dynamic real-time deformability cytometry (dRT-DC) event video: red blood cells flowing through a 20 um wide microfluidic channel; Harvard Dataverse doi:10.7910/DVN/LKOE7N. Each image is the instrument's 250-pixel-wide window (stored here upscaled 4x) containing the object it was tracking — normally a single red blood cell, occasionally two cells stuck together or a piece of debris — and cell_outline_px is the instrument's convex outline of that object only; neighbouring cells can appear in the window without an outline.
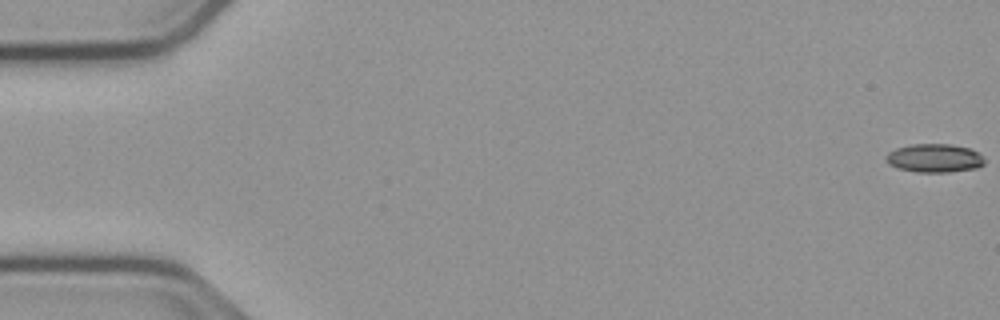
{"species": "common noctule bat (a hibernating species)", "species_latin": "Nyctalus noctula", "temperature_condition": "cold", "stored_images_in_passage": 16, "camera_frame_rate_fps": 3000, "um_per_image_px": 0.085, "animal": {"sex": "male", "body_mass_g": 23.1, "forearm_length_mm": 52.7}, "frame": {"image": 1, "passage_image": 1, "time_ms": 0.0, "image_size_px": [1000, 320], "cell_outline_px": [[984, 164], [980, 168], [948, 172], [916, 172], [896, 168], [888, 164], [884, 160], [884, 156], [888, 152], [896, 148], [912, 144], [952, 144], [968, 148], [976, 152], [984, 160]], "centroid_in_image_um": [79.37, 13.45], "position_along_channel_um": 5.6, "area_um2": 16.53}}
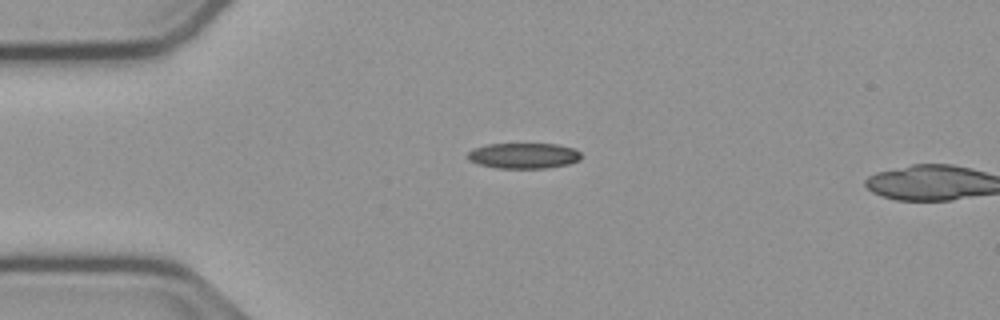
{"frame": {"image": 2, "passage_image": 14, "time_ms": 4.333, "image_size_px": [1000, 320], "cell_outline_px": [[580, 160], [568, 164], [548, 168], [496, 168], [476, 164], [468, 160], [468, 152], [472, 148], [488, 144], [556, 144], [572, 148], [580, 152]], "centroid_in_image_um": [44.47, 13.24], "position_along_channel_um": 40.5, "area_um2": 16.99}}